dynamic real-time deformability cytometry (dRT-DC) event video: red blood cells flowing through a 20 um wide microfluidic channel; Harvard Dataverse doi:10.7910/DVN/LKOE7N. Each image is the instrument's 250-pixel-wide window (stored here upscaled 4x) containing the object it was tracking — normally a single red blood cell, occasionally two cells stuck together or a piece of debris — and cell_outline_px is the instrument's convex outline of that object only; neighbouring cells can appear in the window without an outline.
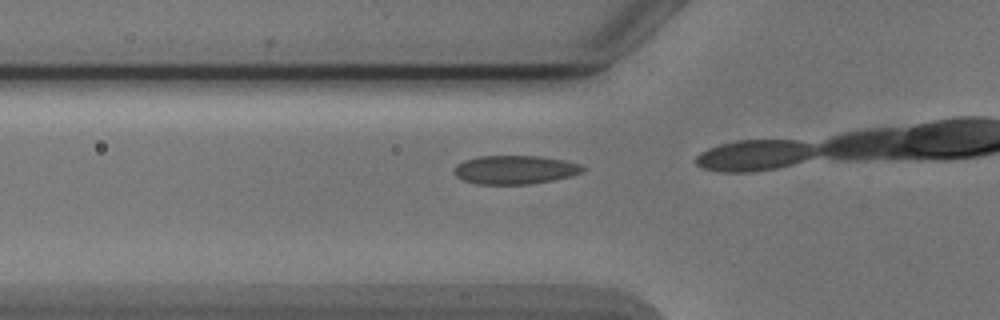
{"species": "Egyptian fruit bat (a non-hibernating species)", "species_latin": "Rousettus aegyptiacus", "temperature_condition": "cold", "stored_images_in_passage": 6, "camera_frame_rate_fps": 3000, "um_per_image_px": 0.085, "animal": {"sex": "male"}, "frame": {"image": 1, "passage_image": 4, "time_ms": 1.0, "image_size_px": [1000, 320], "cell_outline_px": [[588, 168], [584, 172], [552, 180], [528, 184], [476, 184], [464, 180], [456, 176], [452, 172], [456, 164], [464, 160], [480, 156], [540, 156], [564, 160], [580, 164]], "centroid_in_image_um": [43.76, 14.42], "position_along_channel_um": 82.0, "area_um2": 21.56}}